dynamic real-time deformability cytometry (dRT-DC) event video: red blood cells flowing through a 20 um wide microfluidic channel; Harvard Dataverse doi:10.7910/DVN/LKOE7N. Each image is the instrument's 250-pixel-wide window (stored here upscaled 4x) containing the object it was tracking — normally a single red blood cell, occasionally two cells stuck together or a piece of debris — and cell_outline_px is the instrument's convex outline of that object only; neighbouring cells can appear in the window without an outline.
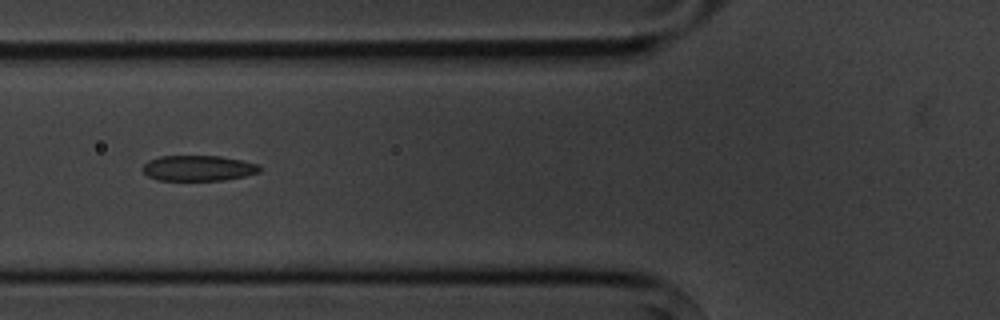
{"species": "common noctule bat (a hibernating species)", "species_latin": "Nyctalus noctula", "temperature_condition": "cold", "stored_images_in_passage": 12, "camera_frame_rate_fps": 3000, "um_per_image_px": 0.085, "animal": {"sex": "male", "body_mass_g": 20.1, "forearm_length_mm": 53.5}, "frame": {"image": 1, "passage_image": 3, "time_ms": 2.333, "image_size_px": [1000, 320], "cell_outline_px": [[260, 172], [244, 176], [224, 180], [156, 180], [148, 176], [140, 168], [148, 160], [160, 156], [220, 156], [260, 164]], "centroid_in_image_um": [16.83, 14.29], "position_along_channel_um": 109.0, "area_um2": 17.46}}
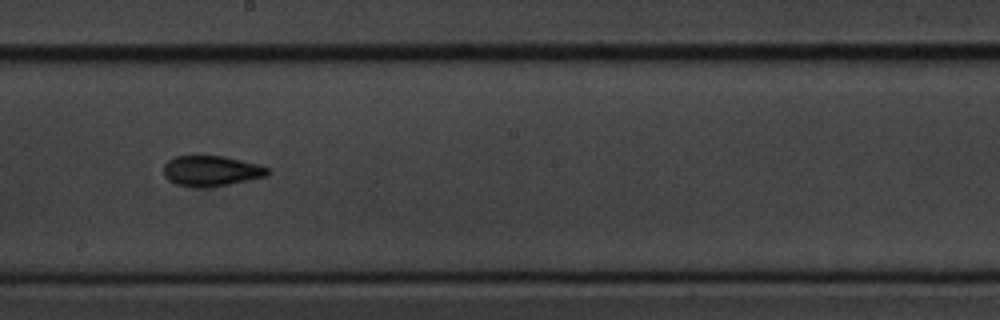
{"frame": {"image": 2, "passage_image": 6, "time_ms": 5.667, "image_size_px": [1000, 320], "cell_outline_px": [[268, 176], [208, 188], [200, 188], [176, 184], [168, 180], [164, 176], [164, 164], [168, 160], [176, 156], [224, 156], [260, 164], [268, 168]], "centroid_in_image_um": [17.95, 14.53], "position_along_channel_um": 230.2, "area_um2": 18.55}}
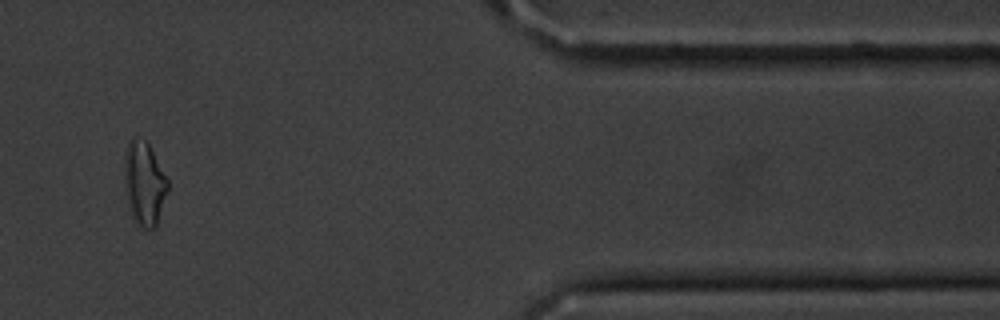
{"frame": {"image": 3, "passage_image": 10, "time_ms": 11.333, "image_size_px": [1000, 320], "cell_outline_px": [[168, 188], [156, 228], [144, 228], [132, 216], [128, 208], [124, 188], [124, 156], [128, 140], [132, 136], [144, 140], [148, 144], [168, 180]], "centroid_in_image_um": [12.23, 15.57], "position_along_channel_um": 399.2, "area_um2": 21.15}, "authors_computed_cell_mechanics": {"area_um2": 18.3515, "velocity_mm_per_s": 3.6152, "shape_relaxation_time_tau1_ms": 2.3759, "shape_relaxation_time_tau2_ms": null, "deformation_change_tau1": 0.0906, "deformation_change_tau2": null}}